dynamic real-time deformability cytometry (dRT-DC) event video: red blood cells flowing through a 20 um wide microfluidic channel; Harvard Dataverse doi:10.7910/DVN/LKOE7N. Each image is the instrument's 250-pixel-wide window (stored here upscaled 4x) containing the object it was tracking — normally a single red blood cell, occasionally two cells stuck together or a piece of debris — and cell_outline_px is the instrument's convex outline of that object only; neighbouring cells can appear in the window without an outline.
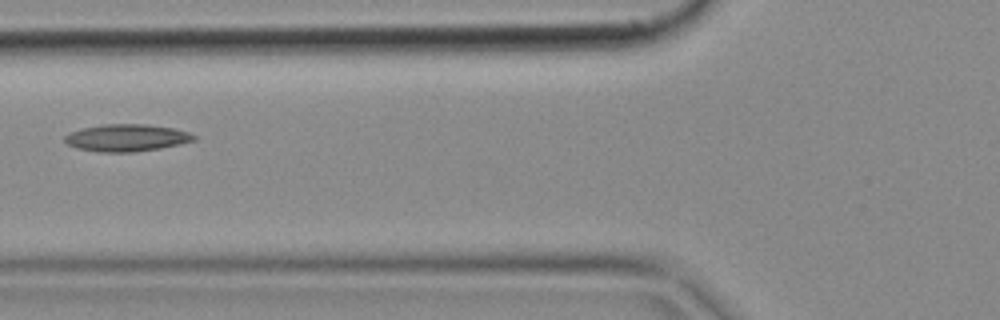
{"species": "common noctule bat (a hibernating species)", "species_latin": "Nyctalus noctula", "temperature_condition": "cold", "stored_images_in_passage": 6, "camera_frame_rate_fps": 3000, "um_per_image_px": 0.085, "animal": {"sex": "female", "body_mass_g": 18.4}, "frame": {"image": 1, "passage_image": 6, "time_ms": 1.667, "image_size_px": [1000, 320], "cell_outline_px": [[196, 140], [180, 144], [160, 148], [136, 152], [100, 152], [76, 148], [68, 144], [64, 140], [64, 136], [68, 132], [84, 128], [104, 124], [144, 124], [172, 128], [188, 132], [196, 136]], "centroid_in_image_um": [10.75, 11.72], "position_along_channel_um": 115.1, "area_um2": 20.4}}